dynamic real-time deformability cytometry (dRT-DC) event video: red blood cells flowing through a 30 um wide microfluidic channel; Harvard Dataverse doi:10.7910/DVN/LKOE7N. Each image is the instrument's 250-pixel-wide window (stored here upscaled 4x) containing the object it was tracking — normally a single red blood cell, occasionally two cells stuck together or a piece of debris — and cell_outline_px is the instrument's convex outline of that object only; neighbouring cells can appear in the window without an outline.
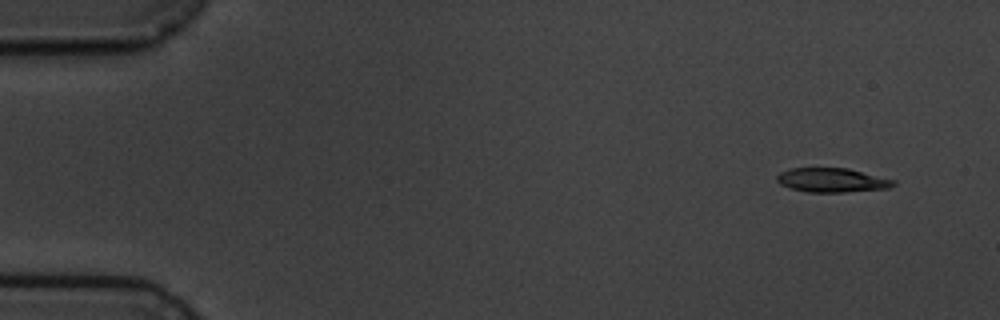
{"species": "common noctule bat (a hibernating species)", "species_latin": "Nyctalus noctula", "temperature_condition": "cold", "stored_images_in_passage": 6, "segment_of_instrument_passage": [1, 2], "camera_frame_rate_fps": 3000, "um_per_image_px": 0.085, "animal": {"sex": "male", "body_mass_g": 19.5, "forearm_length_mm": 54.6}, "frame": {"image": 1, "passage_image": 2, "time_ms": 1.0, "image_size_px": [1000, 320], "cell_outline_px": [[896, 184], [888, 188], [844, 192], [808, 192], [788, 188], [780, 184], [776, 180], [776, 176], [780, 172], [792, 168], [848, 168], [896, 180]], "centroid_in_image_um": [70.7, 15.31], "position_along_channel_um": 14.3, "area_um2": 16.47}}